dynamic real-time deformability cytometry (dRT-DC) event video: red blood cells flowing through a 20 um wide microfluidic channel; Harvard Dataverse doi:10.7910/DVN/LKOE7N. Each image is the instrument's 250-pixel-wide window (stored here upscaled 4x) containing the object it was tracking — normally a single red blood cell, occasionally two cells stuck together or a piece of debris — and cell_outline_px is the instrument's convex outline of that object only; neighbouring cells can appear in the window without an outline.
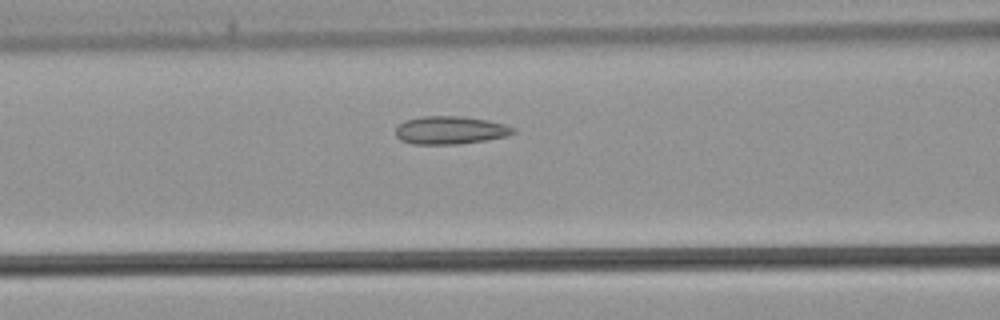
{"species": "common noctule bat (a hibernating species)", "species_latin": "Nyctalus noctula", "temperature_condition": "warm", "stored_images_in_passage": 15, "camera_frame_rate_fps": 3000, "um_per_image_px": 0.085, "animal": {"sex": "male", "body_mass_g": 21.5, "forearm_length_mm": 52.0}, "frame": {"image": 1, "passage_image": 11, "time_ms": 3.333, "image_size_px": [1000, 320], "cell_outline_px": [[516, 132], [508, 136], [460, 144], [412, 144], [400, 140], [396, 136], [396, 128], [404, 120], [420, 116], [460, 116], [488, 120], [504, 124], [516, 128]], "centroid_in_image_um": [38.27, 11.06], "position_along_channel_um": 128.3, "area_um2": 19.31}}
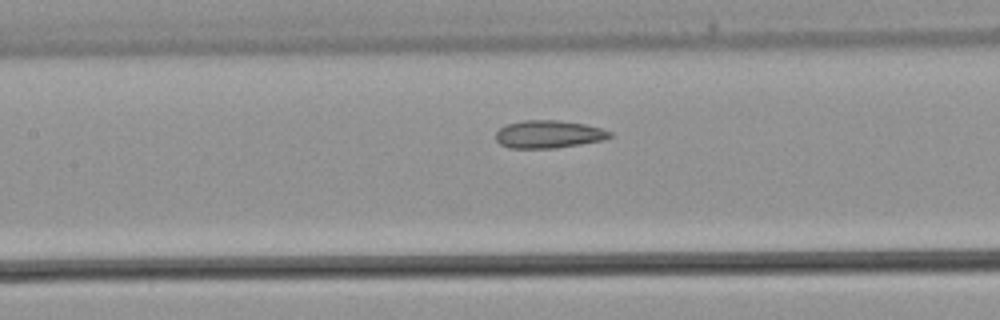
{"frame": {"image": 2, "passage_image": 13, "time_ms": 4.0, "image_size_px": [1000, 320], "cell_outline_px": [[612, 136], [604, 140], [556, 148], [508, 148], [500, 144], [496, 140], [496, 132], [500, 128], [508, 124], [524, 120], [556, 120], [584, 124], [600, 128], [612, 132]], "centroid_in_image_um": [46.63, 11.42], "position_along_channel_um": 160.8, "area_um2": 18.38}}